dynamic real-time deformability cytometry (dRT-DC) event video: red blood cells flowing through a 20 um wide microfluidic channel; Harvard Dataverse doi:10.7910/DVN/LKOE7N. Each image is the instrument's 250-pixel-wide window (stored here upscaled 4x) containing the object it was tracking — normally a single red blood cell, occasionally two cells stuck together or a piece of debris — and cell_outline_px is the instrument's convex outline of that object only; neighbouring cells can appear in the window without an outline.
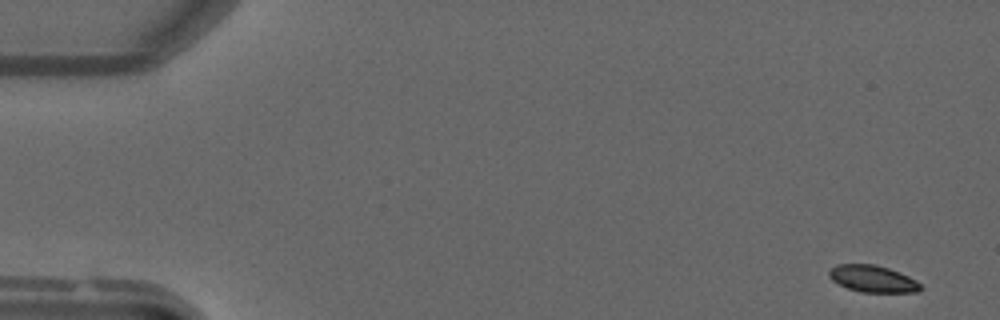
{"species": "common noctule bat (a hibernating species)", "species_latin": "Nyctalus noctula", "temperature_condition": "warm", "stored_images_in_passage": 49, "camera_frame_rate_fps": 3000, "um_per_image_px": 0.085, "animal": {"sex": "male", "forearm_length_mm": 52.5}, "frame": {"image": 1, "passage_image": 1, "time_ms": 0.0, "image_size_px": [1000, 320], "cell_outline_px": [[924, 288], [920, 292], [860, 292], [848, 288], [832, 280], [828, 276], [828, 272], [836, 264], [876, 264], [900, 272], [916, 280]], "centroid_in_image_um": [74.21, 23.7], "position_along_channel_um": 10.8, "area_um2": 14.39}}
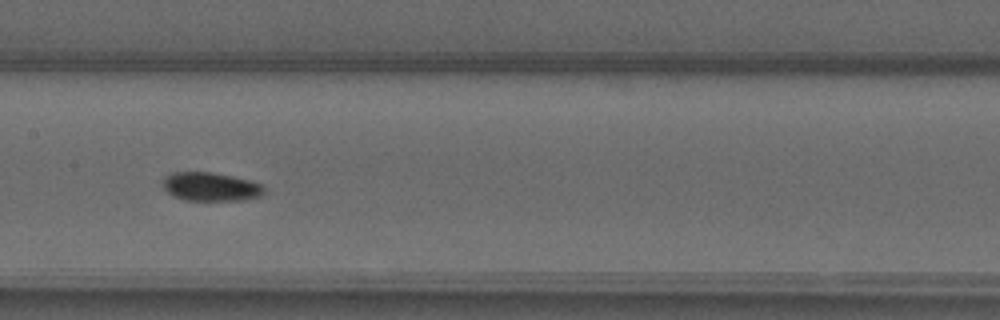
{"frame": {"image": 2, "passage_image": 24, "time_ms": 7.667, "image_size_px": [1000, 320], "cell_outline_px": [[264, 192], [260, 196], [244, 200], [184, 200], [168, 192], [164, 188], [164, 176], [172, 172], [212, 172], [232, 176], [264, 184]], "centroid_in_image_um": [17.93, 15.86], "position_along_channel_um": 189.5, "area_um2": 16.82}}
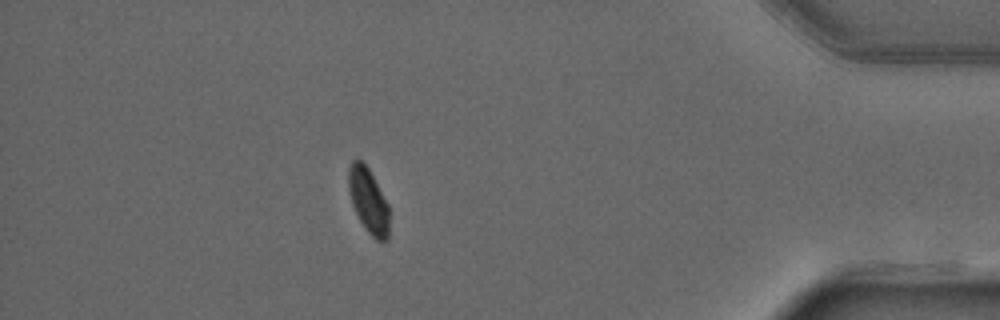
{"frame": {"image": 3, "passage_image": 43, "time_ms": 14.0, "image_size_px": [1000, 320], "cell_outline_px": [[388, 240], [376, 240], [364, 228], [352, 204], [348, 188], [348, 168], [352, 160], [360, 160], [368, 168], [388, 204]], "centroid_in_image_um": [31.29, 17.05], "position_along_channel_um": 403.9, "area_um2": 15.14}}